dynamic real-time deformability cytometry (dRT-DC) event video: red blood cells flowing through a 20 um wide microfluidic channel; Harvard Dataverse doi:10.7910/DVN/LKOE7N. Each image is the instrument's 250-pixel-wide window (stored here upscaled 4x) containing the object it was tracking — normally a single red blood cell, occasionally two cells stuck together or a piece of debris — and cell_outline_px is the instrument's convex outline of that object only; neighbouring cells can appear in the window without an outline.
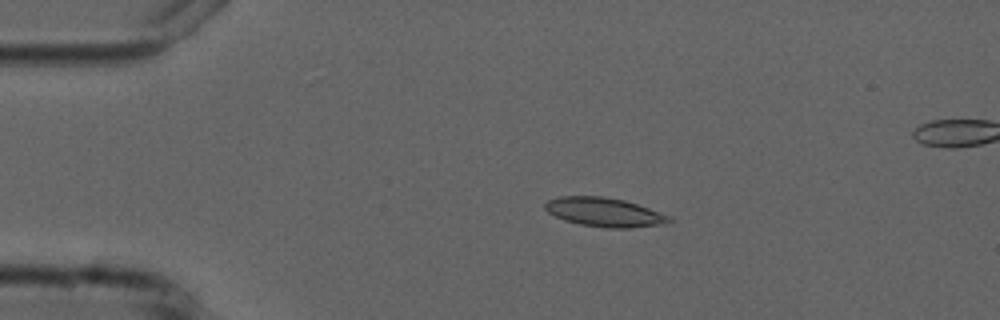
{"species": "common noctule bat (a hibernating species)", "species_latin": "Nyctalus noctula", "temperature_condition": "cold", "stored_images_in_passage": 5, "camera_frame_rate_fps": 3000, "um_per_image_px": 0.085, "animal": {"sex": "male", "forearm_length_mm": 52.5}, "frame": {"image": 1, "passage_image": 4, "time_ms": 3.333, "image_size_px": [1000, 320], "cell_outline_px": [[672, 224], [628, 228], [608, 228], [580, 224], [564, 220], [548, 212], [544, 208], [544, 204], [548, 200], [560, 196], [604, 196], [624, 200], [672, 216]], "centroid_in_image_um": [51.43, 18.04], "position_along_channel_um": 33.6, "area_um2": 21.15}}